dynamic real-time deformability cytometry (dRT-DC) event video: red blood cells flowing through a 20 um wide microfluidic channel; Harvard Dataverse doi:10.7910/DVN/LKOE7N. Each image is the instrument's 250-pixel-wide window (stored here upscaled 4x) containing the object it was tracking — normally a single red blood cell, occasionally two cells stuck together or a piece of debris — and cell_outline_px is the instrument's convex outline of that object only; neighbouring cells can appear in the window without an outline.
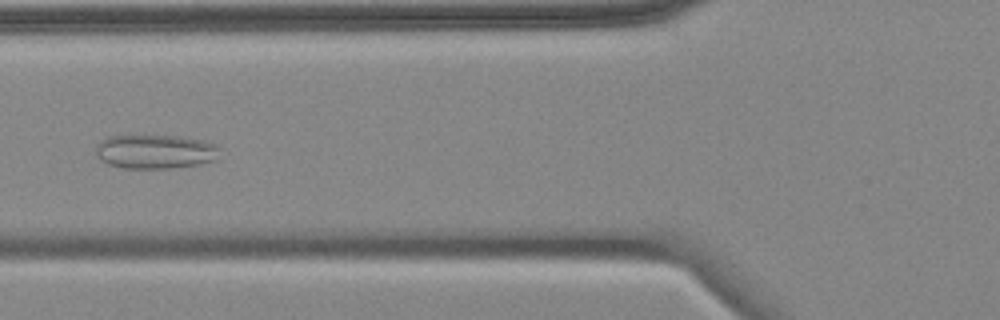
{"species": "common noctule bat (a hibernating species)", "species_latin": "Nyctalus noctula", "temperature_condition": "cold", "stored_images_in_passage": 9, "camera_frame_rate_fps": 3000, "um_per_image_px": 0.085, "animal": {"sex": "female", "body_mass_g": 18.4}, "frame": {"image": 1, "passage_image": 6, "time_ms": 6.667, "image_size_px": [1000, 320], "cell_outline_px": [[216, 160], [200, 164], [168, 168], [124, 168], [108, 164], [100, 160], [96, 152], [96, 148], [100, 140], [108, 136], [180, 136], [204, 140], [216, 144]], "centroid_in_image_um": [13.17, 12.88], "position_along_channel_um": 112.6, "area_um2": 24.45}}